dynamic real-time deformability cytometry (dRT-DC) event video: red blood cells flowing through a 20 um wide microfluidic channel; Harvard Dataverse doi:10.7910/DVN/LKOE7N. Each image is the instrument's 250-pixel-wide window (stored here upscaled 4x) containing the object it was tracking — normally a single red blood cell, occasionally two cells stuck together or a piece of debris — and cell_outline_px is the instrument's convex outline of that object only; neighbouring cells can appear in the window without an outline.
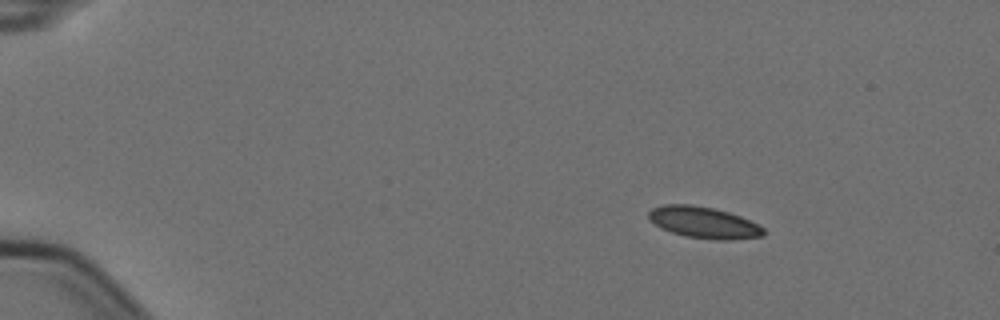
{"species": "Egyptian fruit bat (a non-hibernating species)", "species_latin": "Rousettus aegyptiacus", "temperature_condition": "cold", "stored_images_in_passage": 4, "camera_frame_rate_fps": 3000, "um_per_image_px": 0.085, "animal": {"sex": "female"}, "frame": {"image": 1, "passage_image": 1, "time_ms": 0.0, "image_size_px": [1000, 320], "cell_outline_px": [[768, 232], [764, 236], [732, 240], [716, 240], [684, 236], [660, 228], [648, 220], [648, 212], [652, 208], [664, 204], [692, 204], [716, 208], [740, 216], [764, 228]], "centroid_in_image_um": [59.81, 18.91], "position_along_channel_um": 25.2, "area_um2": 21.39}}
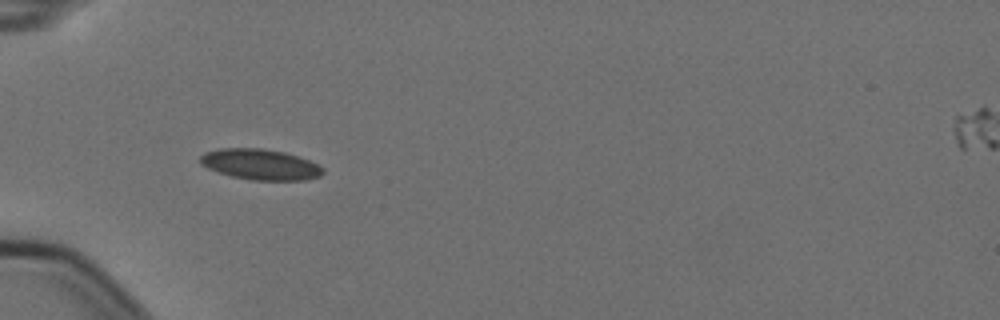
{"frame": {"image": 2, "passage_image": 4, "time_ms": 1.0, "image_size_px": [1000, 320], "cell_outline_px": [[324, 172], [320, 176], [308, 180], [252, 180], [232, 176], [216, 172], [200, 164], [200, 156], [204, 152], [220, 148], [264, 148], [284, 152], [308, 160], [324, 168]], "centroid_in_image_um": [22.1, 13.97], "position_along_channel_um": 62.9, "area_um2": 22.02}}